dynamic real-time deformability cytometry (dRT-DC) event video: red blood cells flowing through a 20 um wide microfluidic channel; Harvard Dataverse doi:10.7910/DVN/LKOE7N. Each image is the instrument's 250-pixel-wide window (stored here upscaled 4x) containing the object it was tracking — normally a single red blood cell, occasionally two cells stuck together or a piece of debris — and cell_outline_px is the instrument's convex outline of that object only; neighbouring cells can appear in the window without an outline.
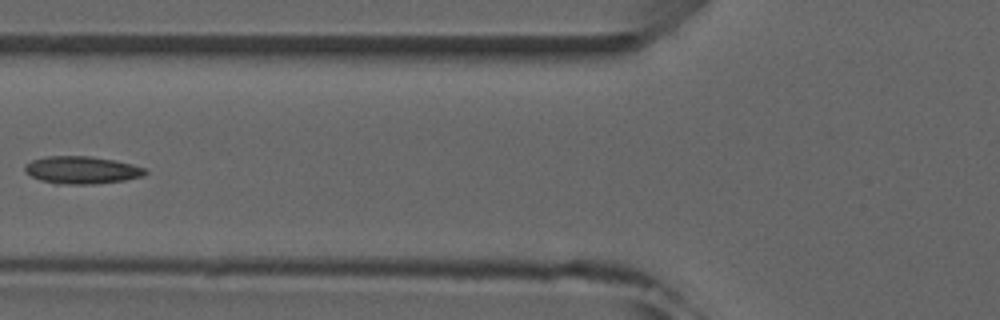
{"species": "common noctule bat (a hibernating species)", "species_latin": "Nyctalus noctula", "temperature_condition": "room temperature", "stored_images_in_passage": 7, "camera_frame_rate_fps": 3000, "um_per_image_px": 0.085, "animal": {"sex": "male", "forearm_length_mm": 52.5}, "frame": {"image": 1, "passage_image": 5, "time_ms": 5.667, "image_size_px": [1000, 320], "cell_outline_px": [[148, 172], [144, 176], [124, 180], [96, 184], [56, 184], [40, 180], [24, 172], [24, 164], [32, 160], [44, 156], [92, 156], [116, 160], [132, 164], [144, 168]], "centroid_in_image_um": [6.93, 14.45], "position_along_channel_um": 118.9, "area_um2": 19.54}}
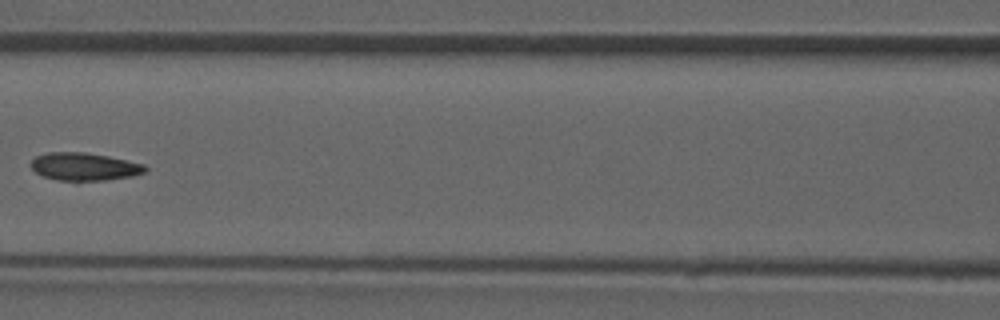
{"frame": {"image": 2, "passage_image": 6, "time_ms": 6.667, "image_size_px": [1000, 320], "cell_outline_px": [[148, 172], [132, 176], [76, 184], [56, 180], [44, 176], [36, 172], [28, 164], [36, 156], [48, 152], [84, 152], [108, 156], [144, 164], [148, 168]], "centroid_in_image_um": [7.16, 14.2], "position_along_channel_um": 159.4, "area_um2": 19.19}}